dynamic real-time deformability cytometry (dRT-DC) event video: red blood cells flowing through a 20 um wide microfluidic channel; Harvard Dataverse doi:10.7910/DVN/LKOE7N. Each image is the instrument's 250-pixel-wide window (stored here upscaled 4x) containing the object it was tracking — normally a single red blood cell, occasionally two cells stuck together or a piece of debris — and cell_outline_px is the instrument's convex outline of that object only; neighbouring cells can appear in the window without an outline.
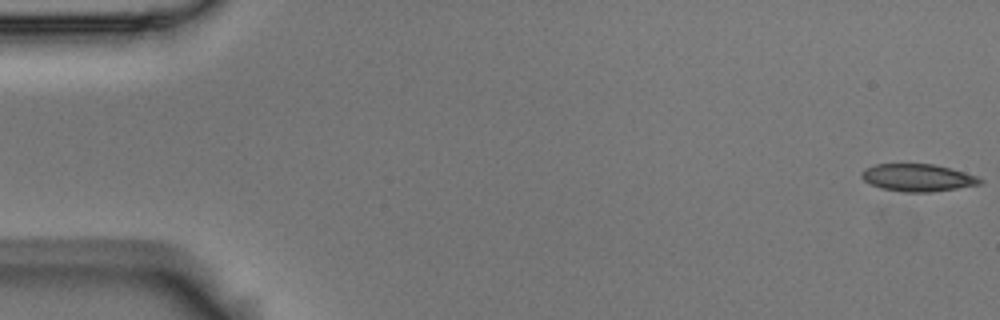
{"species": "Egyptian fruit bat (a non-hibernating species)", "species_latin": "Rousettus aegyptiacus", "temperature_condition": "room temperature", "stored_images_in_passage": 5, "camera_frame_rate_fps": 3000, "um_per_image_px": 0.085, "animal": {"sex": "male"}, "frame": {"image": 1, "passage_image": 1, "time_ms": 0.0, "image_size_px": [1000, 320], "cell_outline_px": [[984, 180], [980, 184], [956, 188], [928, 192], [904, 192], [880, 188], [864, 180], [860, 176], [860, 172], [864, 168], [876, 164], [932, 164], [952, 168], [976, 176]], "centroid_in_image_um": [77.97, 15.09], "position_along_channel_um": 7.0, "area_um2": 18.84}}